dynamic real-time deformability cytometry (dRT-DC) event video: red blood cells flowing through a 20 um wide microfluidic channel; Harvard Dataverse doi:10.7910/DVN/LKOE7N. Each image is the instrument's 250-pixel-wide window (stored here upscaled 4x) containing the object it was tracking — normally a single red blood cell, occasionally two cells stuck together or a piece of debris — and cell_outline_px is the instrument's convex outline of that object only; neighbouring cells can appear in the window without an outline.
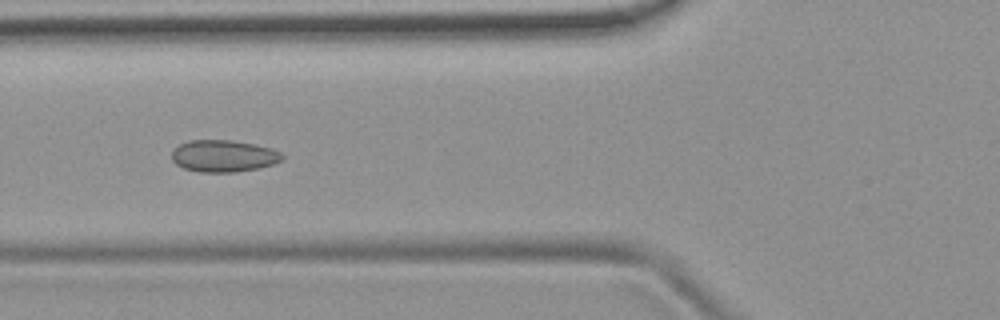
{"species": "common noctule bat (a hibernating species)", "species_latin": "Nyctalus noctula", "temperature_condition": "room temperature", "stored_images_in_passage": 8, "camera_frame_rate_fps": 3000, "um_per_image_px": 0.085, "animal": {"sex": "female", "body_mass_g": 19.9}, "frame": {"image": 1, "passage_image": 6, "time_ms": 1.667, "image_size_px": [1000, 320], "cell_outline_px": [[284, 160], [260, 168], [236, 172], [200, 172], [184, 168], [176, 164], [172, 160], [172, 152], [180, 144], [188, 140], [232, 140], [256, 144], [272, 148], [280, 152], [284, 156]], "centroid_in_image_um": [19.04, 13.25], "position_along_channel_um": 106.8, "area_um2": 20.69}}
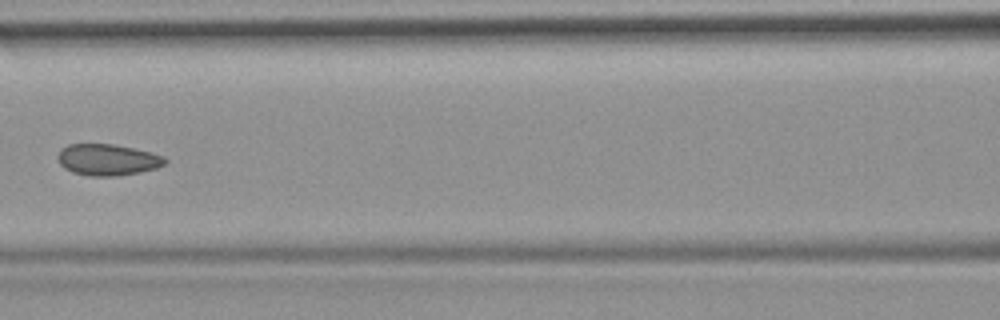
{"frame": {"image": 2, "passage_image": 7, "time_ms": 2.0, "image_size_px": [1000, 320], "cell_outline_px": [[168, 160], [164, 164], [156, 168], [140, 172], [116, 176], [88, 176], [72, 172], [64, 168], [56, 160], [56, 156], [60, 148], [68, 144], [112, 144], [132, 148], [164, 156]], "centroid_in_image_um": [9.08, 13.58], "position_along_channel_um": 157.5, "area_um2": 19.71}}
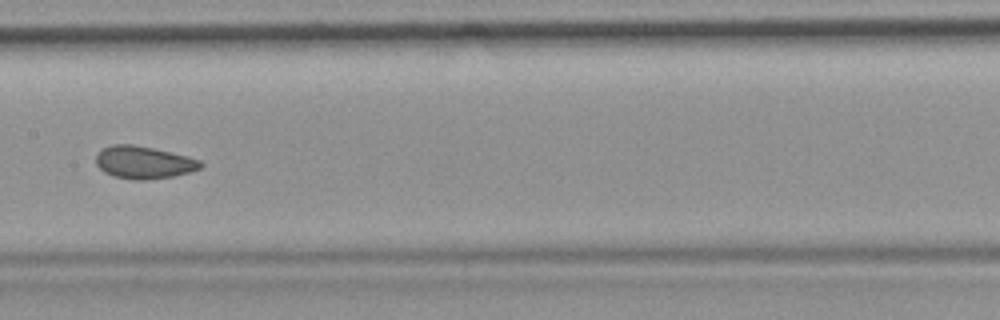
{"frame": {"image": 3, "passage_image": 8, "time_ms": 2.333, "image_size_px": [1000, 320], "cell_outline_px": [[204, 164], [200, 168], [188, 172], [172, 176], [144, 180], [136, 180], [112, 176], [104, 172], [96, 164], [96, 156], [104, 148], [112, 144], [136, 144], [188, 156], [200, 160]], "centroid_in_image_um": [12.21, 13.8], "position_along_channel_um": 195.2, "area_um2": 19.77}}